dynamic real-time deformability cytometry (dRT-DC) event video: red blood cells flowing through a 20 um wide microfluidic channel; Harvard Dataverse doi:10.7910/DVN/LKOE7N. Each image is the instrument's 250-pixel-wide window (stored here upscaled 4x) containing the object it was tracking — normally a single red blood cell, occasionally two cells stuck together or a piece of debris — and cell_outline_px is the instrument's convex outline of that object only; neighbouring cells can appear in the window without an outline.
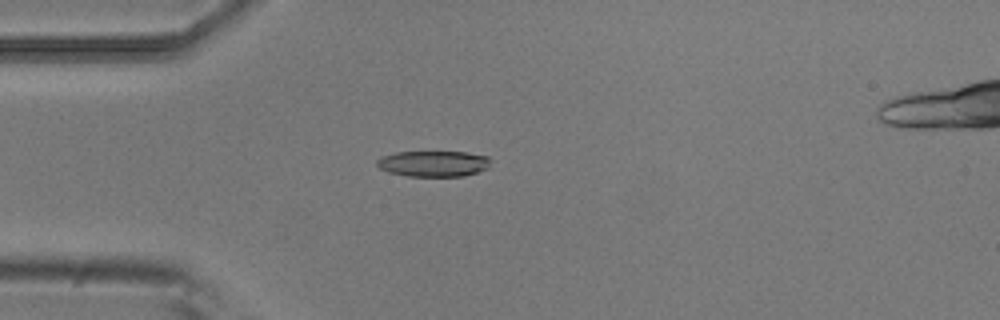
{"species": "common noctule bat (a hibernating species)", "species_latin": "Nyctalus noctula", "temperature_condition": "room temperature", "stored_images_in_passage": 5, "camera_frame_rate_fps": 3000, "um_per_image_px": 0.085, "animal": {"sex": "male", "body_mass_g": 20.5, "forearm_length_mm": 52.5}, "frame": {"image": 1, "passage_image": 4, "time_ms": 1.0, "image_size_px": [1000, 320], "cell_outline_px": [[492, 160], [488, 168], [464, 176], [408, 176], [388, 172], [380, 168], [376, 164], [376, 160], [380, 156], [396, 152], [468, 152], [488, 156]], "centroid_in_image_um": [36.85, 13.9], "position_along_channel_um": 48.2, "area_um2": 17.28}}